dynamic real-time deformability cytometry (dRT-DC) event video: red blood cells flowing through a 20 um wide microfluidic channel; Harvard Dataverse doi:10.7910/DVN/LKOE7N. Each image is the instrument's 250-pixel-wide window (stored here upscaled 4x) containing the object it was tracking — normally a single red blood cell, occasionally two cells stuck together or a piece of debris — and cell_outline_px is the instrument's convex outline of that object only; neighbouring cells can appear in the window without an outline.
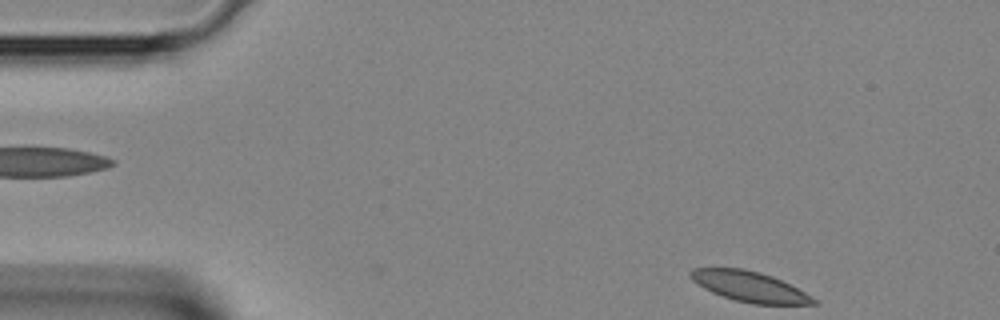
{"species": "Egyptian fruit bat (a non-hibernating species)", "species_latin": "Rousettus aegyptiacus", "temperature_condition": "room temperature", "stored_images_in_passage": 3, "camera_frame_rate_fps": 3000, "um_per_image_px": 0.085, "animal": {"sex": "female"}, "frame": {"image": 1, "passage_image": 1, "time_ms": 0.0, "image_size_px": [1000, 320], "cell_outline_px": [[820, 304], [752, 304], [736, 300], [712, 292], [704, 288], [692, 280], [688, 272], [692, 268], [744, 268], [760, 272], [772, 276], [820, 300]], "centroid_in_image_um": [63.72, 24.35], "position_along_channel_um": 21.3, "area_um2": 21.62}}
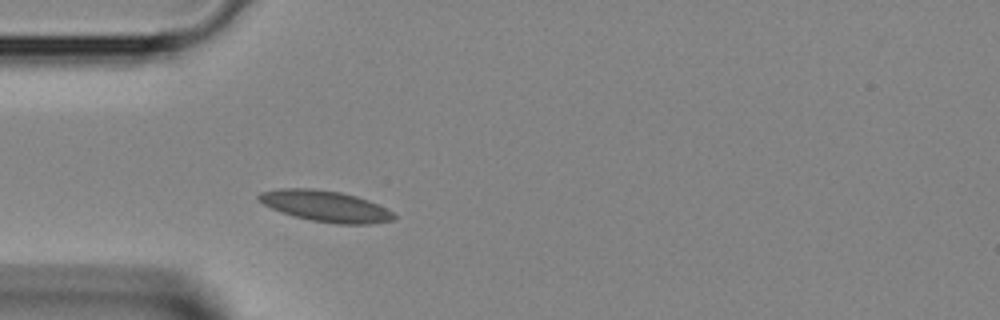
{"frame": {"image": 2, "passage_image": 3, "time_ms": 0.667, "image_size_px": [1000, 320], "cell_outline_px": [[396, 220], [368, 224], [336, 224], [312, 220], [296, 216], [272, 208], [256, 200], [256, 196], [260, 192], [280, 188], [312, 188], [340, 192], [356, 196], [368, 200], [392, 212], [396, 216]], "centroid_in_image_um": [27.65, 17.51], "position_along_channel_um": 57.3, "area_um2": 24.28}}